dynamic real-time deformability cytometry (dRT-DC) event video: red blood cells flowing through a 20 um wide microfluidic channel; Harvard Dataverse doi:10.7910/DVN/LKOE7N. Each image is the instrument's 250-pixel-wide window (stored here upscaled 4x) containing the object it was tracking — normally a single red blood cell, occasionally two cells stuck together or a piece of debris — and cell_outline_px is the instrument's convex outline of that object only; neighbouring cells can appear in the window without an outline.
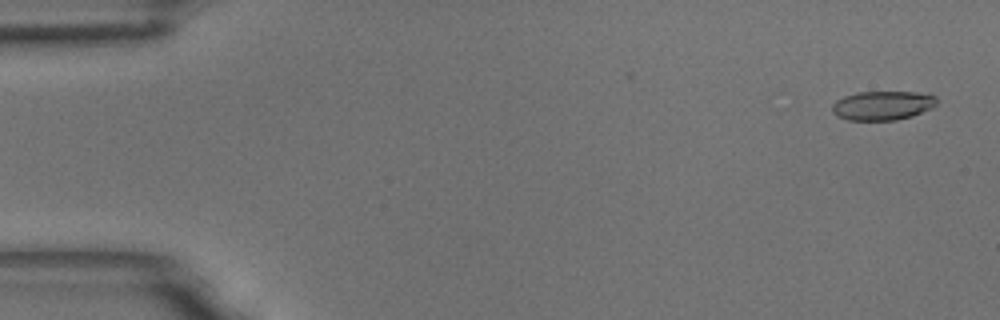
{"species": "common noctule bat (a hibernating species)", "species_latin": "Nyctalus noctula", "temperature_condition": "room temperature", "stored_images_in_passage": 16, "camera_frame_rate_fps": 3000, "um_per_image_px": 0.085, "animal": {"sex": "male", "body_mass_g": 18.8}, "frame": {"image": 1, "passage_image": 3, "time_ms": 0.667, "image_size_px": [1000, 320], "cell_outline_px": [[936, 104], [932, 108], [912, 116], [896, 120], [848, 120], [836, 116], [832, 112], [832, 104], [836, 100], [844, 96], [856, 92], [928, 92], [936, 96]], "centroid_in_image_um": [75.02, 8.96], "position_along_channel_um": 10.0, "area_um2": 17.98}}